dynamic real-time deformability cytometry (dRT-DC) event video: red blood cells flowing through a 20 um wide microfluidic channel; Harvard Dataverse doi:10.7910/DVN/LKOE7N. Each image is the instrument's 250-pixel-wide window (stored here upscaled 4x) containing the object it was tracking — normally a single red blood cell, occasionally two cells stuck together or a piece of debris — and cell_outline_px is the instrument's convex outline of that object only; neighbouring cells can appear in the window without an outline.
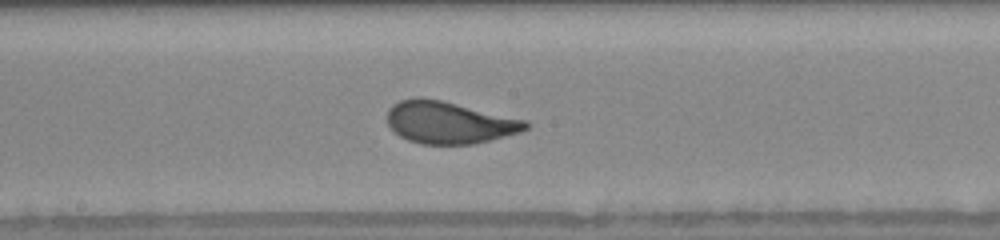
{"species": "human", "species_latin": "Homo sapiens", "temperature_condition": "warm", "stored_images_in_passage": 27, "camera_frame_rate_fps": 3000, "um_per_image_px": 0.085, "donor": {"sex": "female"}, "frame": {"image": 1, "passage_image": 15, "time_ms": 5.0, "image_size_px": [1000, 240], "cell_outline_px": [[528, 128], [504, 136], [472, 144], [420, 144], [408, 140], [400, 136], [388, 124], [388, 108], [392, 104], [400, 100], [440, 100], [528, 120]], "centroid_in_image_um": [38.19, 10.43], "position_along_channel_um": 210.0, "area_um2": 33.12}}